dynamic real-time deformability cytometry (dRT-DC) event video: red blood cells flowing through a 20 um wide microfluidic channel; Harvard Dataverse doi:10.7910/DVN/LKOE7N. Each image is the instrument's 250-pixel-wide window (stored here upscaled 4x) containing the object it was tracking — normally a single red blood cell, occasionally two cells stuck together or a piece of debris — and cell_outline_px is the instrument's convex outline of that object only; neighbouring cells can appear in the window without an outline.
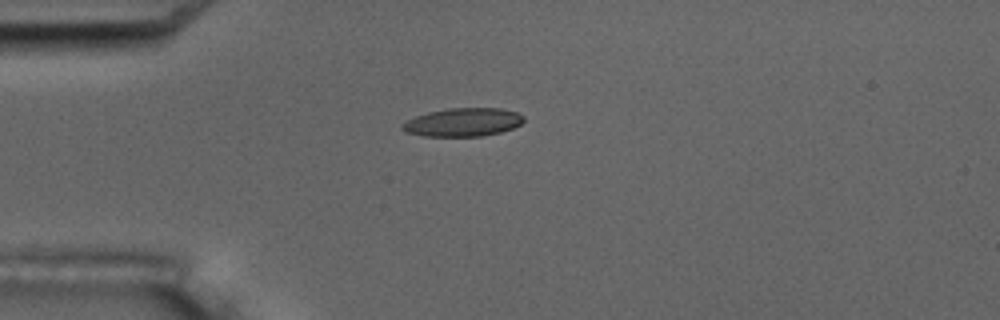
{"species": "common noctule bat (a hibernating species)", "species_latin": "Nyctalus noctula", "temperature_condition": "room temperature", "stored_images_in_passage": 13, "camera_frame_rate_fps": 3000, "um_per_image_px": 0.085, "animal": {"sex": "male", "body_mass_g": 17.5, "forearm_length_mm": 52.3}, "frame": {"image": 1, "passage_image": 1, "time_ms": 0.0, "image_size_px": [1000, 320], "cell_outline_px": [[524, 120], [520, 124], [512, 128], [500, 132], [480, 136], [424, 136], [404, 132], [400, 128], [408, 120], [416, 116], [428, 112], [448, 108], [500, 108], [516, 112], [524, 116]], "centroid_in_image_um": [39.35, 10.39], "position_along_channel_um": 45.7, "area_um2": 19.94}, "authors_computed_cell_mechanics": {"area_um2": 19.941, "velocity_mm_per_s": 3.5164, "shape_relaxation_time_tau1_ms": 5.6546, "shape_relaxation_time_tau2_ms": 1.6298, "deformation_change_tau1": 0.1343, "deformation_change_tau2": 0.0559}}